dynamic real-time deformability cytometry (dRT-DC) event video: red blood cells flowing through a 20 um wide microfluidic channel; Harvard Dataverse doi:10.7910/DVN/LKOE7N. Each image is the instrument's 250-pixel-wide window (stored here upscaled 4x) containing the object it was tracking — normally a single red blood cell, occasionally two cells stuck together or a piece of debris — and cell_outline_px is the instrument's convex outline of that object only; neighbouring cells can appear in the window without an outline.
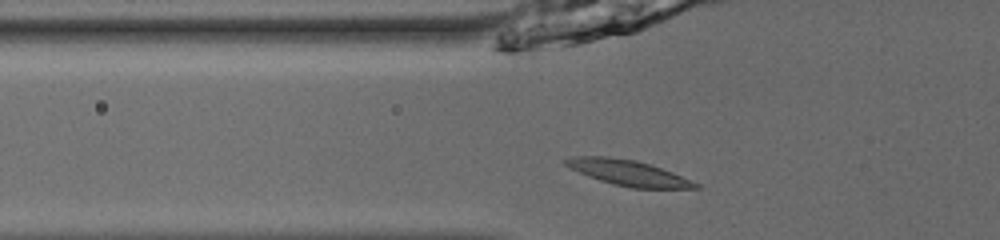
{"species": "common noctule bat (a hibernating species)", "species_latin": "Nyctalus noctula", "temperature_condition": "room temperature", "stored_images_in_passage": 36, "camera_frame_rate_fps": 3000, "um_per_image_px": 0.085, "animal": {"sex": "male", "body_mass_g": 13.0, "forearm_length_mm": 53.1}, "frame": {"image": 1, "passage_image": 3, "time_ms": 0.667, "image_size_px": [1000, 240], "cell_outline_px": [[700, 188], [632, 188], [600, 180], [588, 176], [568, 168], [564, 164], [564, 160], [576, 156], [608, 156], [636, 160], [672, 172], [692, 180], [700, 184]], "centroid_in_image_um": [53.39, 14.68], "position_along_channel_um": 72.4, "area_um2": 19.13}}
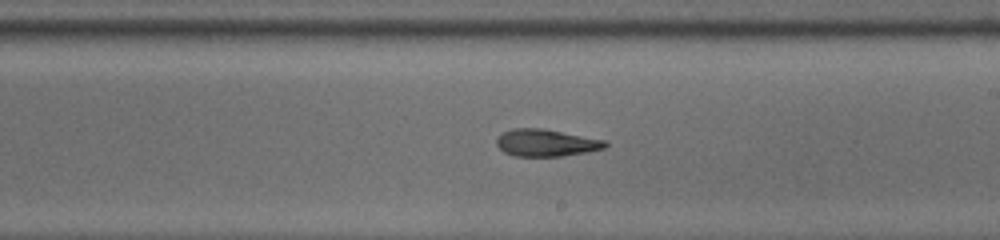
{"frame": {"image": 2, "passage_image": 16, "time_ms": 5.0, "image_size_px": [1000, 240], "cell_outline_px": [[608, 144], [604, 148], [564, 156], [516, 156], [504, 152], [496, 144], [496, 140], [504, 132], [512, 128], [540, 128], [608, 140]], "centroid_in_image_um": [46.44, 12.14], "position_along_channel_um": 242.6, "area_um2": 17.05}}
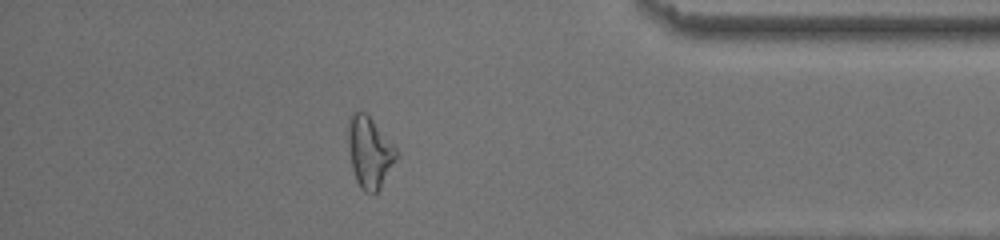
{"frame": {"image": 3, "passage_image": 30, "time_ms": 9.667, "image_size_px": [1000, 240], "cell_outline_px": [[396, 156], [380, 188], [376, 192], [364, 192], [360, 188], [356, 180], [352, 168], [348, 148], [348, 116], [352, 112], [368, 112], [396, 148]], "centroid_in_image_um": [31.37, 12.87], "position_along_channel_um": 403.8, "area_um2": 19.88}, "authors_computed_cell_mechanics": {"area_um2": 17.8313, "velocity_mm_per_s": 3.9301, "shape_relaxation_time_tau1_ms": 4.8687, "shape_relaxation_time_tau2_ms": 7.3548, "deformation_change_tau1": 0.147, "deformation_change_tau2": 0.1621}}